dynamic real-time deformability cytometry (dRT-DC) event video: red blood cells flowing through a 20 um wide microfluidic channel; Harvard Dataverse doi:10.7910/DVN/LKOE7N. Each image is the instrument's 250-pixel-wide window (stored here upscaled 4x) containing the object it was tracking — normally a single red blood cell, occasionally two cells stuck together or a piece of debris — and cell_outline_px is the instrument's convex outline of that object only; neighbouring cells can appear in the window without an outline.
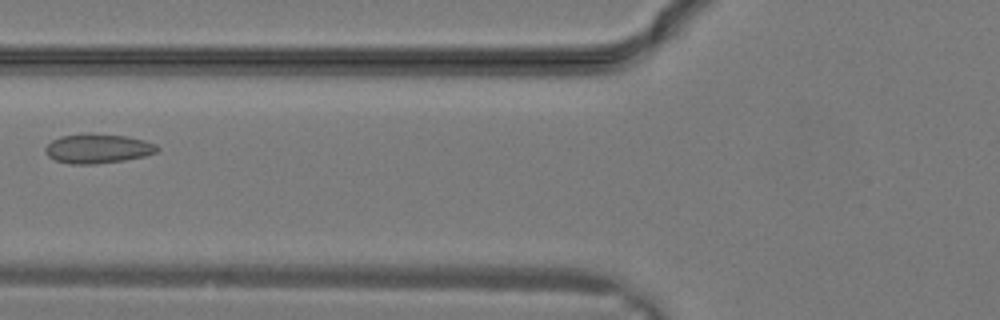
{"species": "common noctule bat (a hibernating species)", "species_latin": "Nyctalus noctula", "temperature_condition": "warm", "stored_images_in_passage": 5, "camera_frame_rate_fps": 3000, "um_per_image_px": 0.085, "animal": {"sex": "male", "body_mass_g": 19.2, "forearm_length_mm": 51.8}, "frame": {"image": 1, "passage_image": 4, "time_ms": 1.0, "image_size_px": [1000, 320], "cell_outline_px": [[160, 148], [156, 152], [144, 156], [124, 160], [96, 164], [68, 164], [56, 160], [48, 156], [44, 152], [44, 148], [52, 140], [60, 136], [88, 132], [124, 136], [144, 140], [156, 144]], "centroid_in_image_um": [8.28, 12.62], "position_along_channel_um": 117.5, "area_um2": 19.36}}